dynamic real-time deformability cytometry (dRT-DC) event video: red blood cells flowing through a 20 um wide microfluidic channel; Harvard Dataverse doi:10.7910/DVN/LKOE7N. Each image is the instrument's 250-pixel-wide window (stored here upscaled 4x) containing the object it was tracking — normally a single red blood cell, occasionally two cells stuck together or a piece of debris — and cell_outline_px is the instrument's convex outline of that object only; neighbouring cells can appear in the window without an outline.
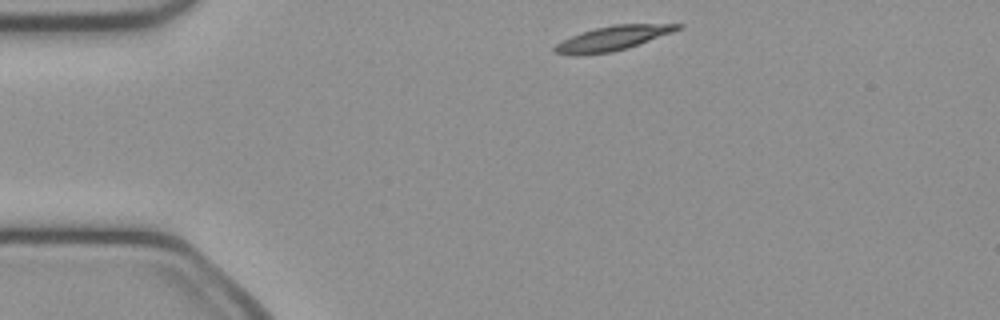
{"species": "common noctule bat (a hibernating species)", "species_latin": "Nyctalus noctula", "temperature_condition": "cold", "stored_images_in_passage": 41, "camera_frame_rate_fps": 3000, "um_per_image_px": 0.085, "animal": {"sex": "female", "body_mass_g": 21.9}, "frame": {"image": 1, "passage_image": 1, "time_ms": 0.0, "image_size_px": [1000, 320], "cell_outline_px": [[684, 24], [680, 28], [672, 32], [628, 48], [612, 52], [580, 56], [572, 56], [552, 52], [552, 48], [556, 44], [572, 36], [596, 28], [612, 24]], "centroid_in_image_um": [52.02, 3.28], "position_along_channel_um": 33.0, "area_um2": 17.51}}
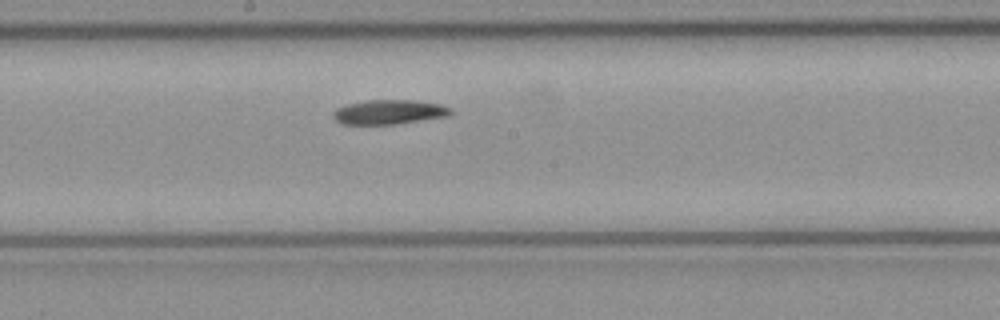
{"frame": {"image": 2, "passage_image": 18, "time_ms": 5.667, "image_size_px": [1000, 320], "cell_outline_px": [[452, 112], [448, 116], [396, 124], [340, 124], [332, 116], [332, 112], [336, 108], [348, 104], [368, 100], [412, 100], [440, 104], [452, 108]], "centroid_in_image_um": [33.06, 9.52], "position_along_channel_um": 215.1, "area_um2": 16.76}}
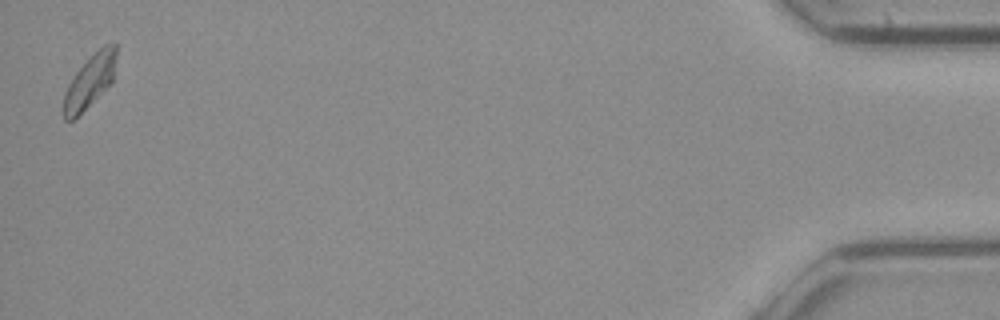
{"frame": {"image": 3, "passage_image": 41, "time_ms": 13.333, "image_size_px": [1000, 320], "cell_outline_px": [[116, 56], [112, 80], [72, 120], [64, 120], [64, 92], [72, 76], [104, 44], [116, 44]], "centroid_in_image_um": [7.61, 6.87], "position_along_channel_um": 427.6, "area_um2": 15.26}, "authors_computed_cell_mechanics": {"area_um2": 16.762, "velocity_mm_per_s": 4.045, "shape_relaxation_time_tau1_ms": null, "shape_relaxation_time_tau2_ms": 7.0503, "deformation_change_tau1": null, "deformation_change_tau2": 0.111}}